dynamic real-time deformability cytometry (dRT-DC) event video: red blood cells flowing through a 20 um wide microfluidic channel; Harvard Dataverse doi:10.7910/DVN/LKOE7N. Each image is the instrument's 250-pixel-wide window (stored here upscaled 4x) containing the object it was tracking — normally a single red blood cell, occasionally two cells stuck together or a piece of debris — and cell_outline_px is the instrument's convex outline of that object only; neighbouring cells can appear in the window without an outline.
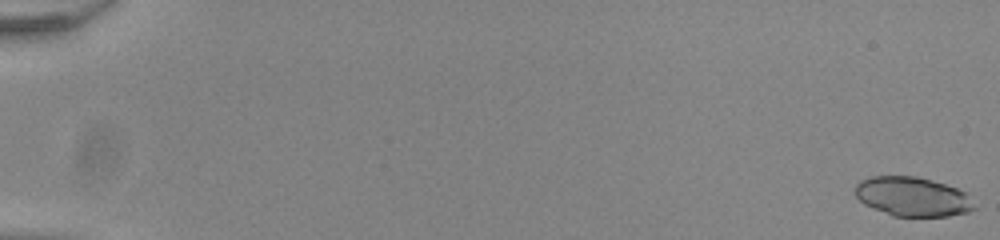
{"species": "common noctule bat (a hibernating species)", "species_latin": "Nyctalus noctula", "temperature_condition": "room temperature", "stored_images_in_passage": 54, "camera_frame_rate_fps": 3000, "um_per_image_px": 0.085, "animal": {"sex": "male", "body_mass_g": 20.0, "forearm_length_mm": 53.3}, "frame": {"image": 1, "passage_image": 1, "time_ms": 0.0, "image_size_px": [1000, 240], "cell_outline_px": [[976, 208], [968, 212], [948, 216], [892, 216], [864, 204], [856, 196], [856, 184], [860, 180], [872, 176], [916, 176], [932, 180], [956, 188], [964, 192]], "centroid_in_image_um": [77.54, 16.71], "position_along_channel_um": 7.5, "area_um2": 27.05}}
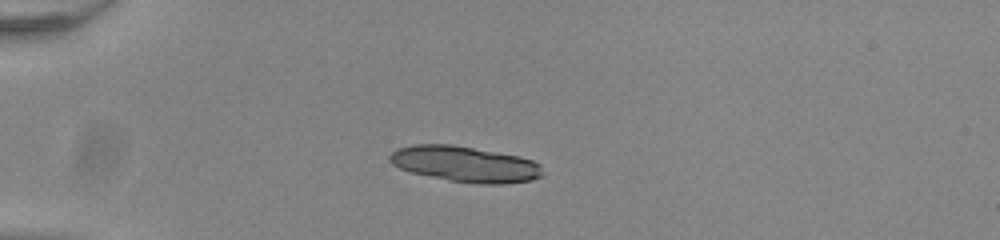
{"frame": {"image": 2, "passage_image": 16, "time_ms": 5.0, "image_size_px": [1000, 240], "cell_outline_px": [[544, 172], [540, 176], [532, 180], [500, 184], [476, 184], [448, 180], [412, 172], [400, 168], [392, 164], [388, 160], [388, 156], [396, 148], [412, 144], [452, 144], [520, 156], [532, 160], [540, 164]], "centroid_in_image_um": [39.52, 13.94], "position_along_channel_um": 45.5, "area_um2": 32.02}}
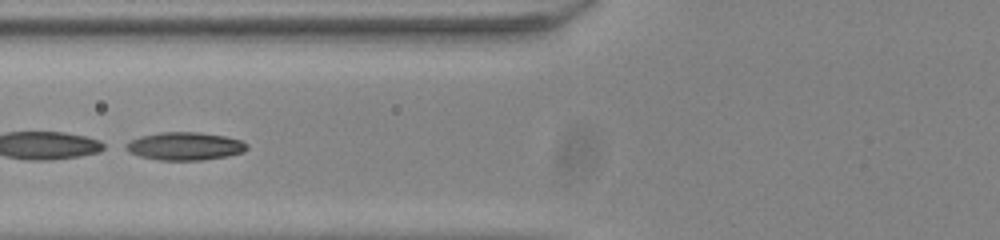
{"frame": {"image": 3, "passage_image": 24, "time_ms": 7.667, "image_size_px": [1000, 240], "cell_outline_px": [[248, 148], [244, 152], [224, 156], [200, 160], [160, 160], [140, 156], [128, 152], [120, 148], [120, 144], [128, 140], [140, 136], [160, 132], [196, 132], [224, 136], [240, 140], [248, 144]], "centroid_in_image_um": [15.59, 12.42], "position_along_channel_um": 110.2, "area_um2": 19.94}, "authors_computed_cell_mechanics": {"area_um2": 27.9463, "velocity_mm_per_s": 3.9343, "shape_relaxation_time_tau1_ms": 4.5786, "shape_relaxation_time_tau2_ms": 1.2423, "deformation_change_tau1": 0.1841, "deformation_change_tau2": 0.0596}}